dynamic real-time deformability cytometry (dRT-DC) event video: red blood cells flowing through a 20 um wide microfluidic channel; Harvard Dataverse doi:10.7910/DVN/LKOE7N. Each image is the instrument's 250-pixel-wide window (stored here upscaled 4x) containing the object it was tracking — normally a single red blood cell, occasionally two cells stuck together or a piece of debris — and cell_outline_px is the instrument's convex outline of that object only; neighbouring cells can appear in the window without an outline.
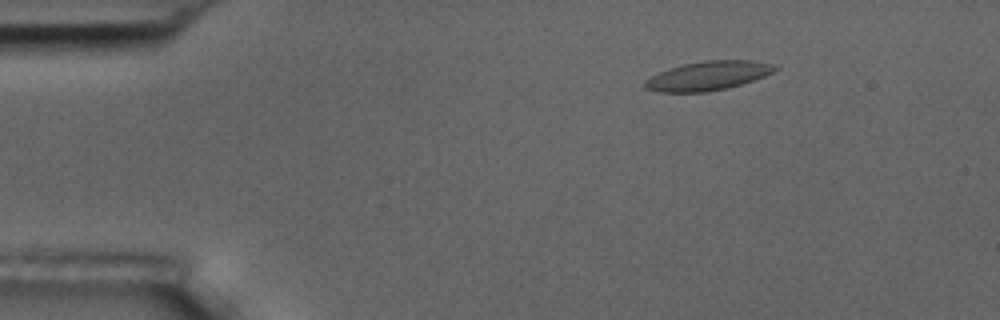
{"species": "common noctule bat (a hibernating species)", "species_latin": "Nyctalus noctula", "temperature_condition": "room temperature", "stored_images_in_passage": 3, "camera_frame_rate_fps": 3000, "um_per_image_px": 0.085, "animal": {"sex": "male", "body_mass_g": 17.5, "forearm_length_mm": 52.3}, "frame": {"image": 1, "passage_image": 3, "time_ms": 2.333, "image_size_px": [1000, 320], "cell_outline_px": [[780, 68], [764, 76], [740, 84], [724, 88], [704, 92], [660, 92], [644, 88], [644, 80], [668, 68], [684, 64], [704, 60], [752, 60], [772, 64]], "centroid_in_image_um": [60.16, 6.43], "position_along_channel_um": 24.8, "area_um2": 21.79}}